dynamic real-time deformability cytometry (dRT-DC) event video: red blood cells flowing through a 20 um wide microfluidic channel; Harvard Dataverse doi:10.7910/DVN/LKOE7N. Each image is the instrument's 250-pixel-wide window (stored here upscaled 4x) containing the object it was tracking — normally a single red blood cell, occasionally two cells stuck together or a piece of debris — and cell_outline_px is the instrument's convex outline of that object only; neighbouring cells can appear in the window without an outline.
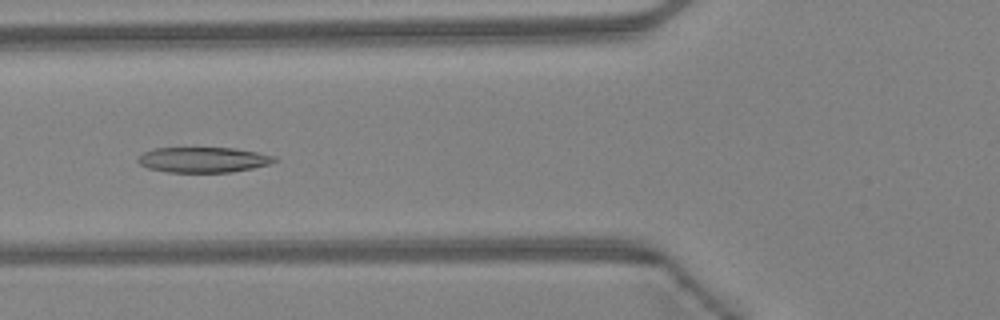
{"species": "Egyptian fruit bat (a non-hibernating species)", "species_latin": "Rousettus aegyptiacus", "temperature_condition": "warm", "stored_images_in_passage": 47, "camera_frame_rate_fps": 3000, "um_per_image_px": 0.085, "animal": {"sex": "female"}, "frame": {"image": 1, "passage_image": 18, "time_ms": 5.667, "image_size_px": [1000, 320], "cell_outline_px": [[280, 160], [268, 164], [252, 168], [232, 172], [168, 172], [148, 168], [140, 164], [136, 160], [144, 152], [152, 148], [236, 148], [276, 156]], "centroid_in_image_um": [17.29, 13.58], "position_along_channel_um": 108.5, "area_um2": 20.17}}
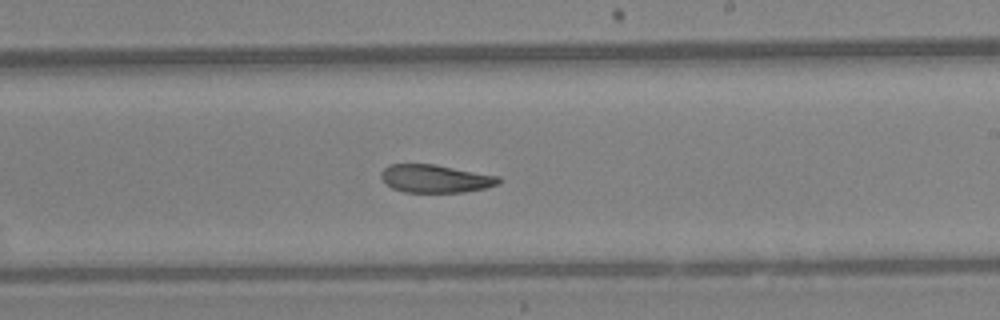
{"frame": {"image": 2, "passage_image": 28, "time_ms": 9.0, "image_size_px": [1000, 320], "cell_outline_px": [[500, 180], [496, 184], [484, 188], [464, 192], [404, 192], [392, 188], [380, 176], [380, 172], [388, 164], [436, 164], [500, 176]], "centroid_in_image_um": [36.99, 15.17], "position_along_channel_um": 252.0, "area_um2": 19.13}}
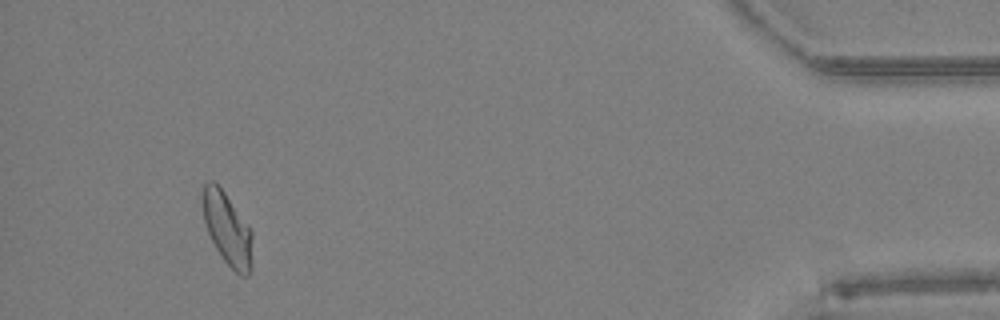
{"frame": {"image": 3, "passage_image": 44, "time_ms": 14.333, "image_size_px": [1000, 320], "cell_outline_px": [[252, 272], [248, 276], [240, 276], [224, 260], [216, 248], [208, 232], [204, 220], [200, 200], [204, 184], [208, 180], [212, 180], [224, 192], [252, 232]], "centroid_in_image_um": [19.31, 19.47], "position_along_channel_um": 415.9, "area_um2": 20.98}, "authors_computed_cell_mechanics": {"area_um2": 20.9814, "velocity_mm_per_s": 4.3355, "shape_relaxation_time_tau1_ms": 10.0728, "shape_relaxation_time_tau2_ms": 4.3193, "deformation_change_tau1": 0.2163, "deformation_change_tau2": 0.1167}}